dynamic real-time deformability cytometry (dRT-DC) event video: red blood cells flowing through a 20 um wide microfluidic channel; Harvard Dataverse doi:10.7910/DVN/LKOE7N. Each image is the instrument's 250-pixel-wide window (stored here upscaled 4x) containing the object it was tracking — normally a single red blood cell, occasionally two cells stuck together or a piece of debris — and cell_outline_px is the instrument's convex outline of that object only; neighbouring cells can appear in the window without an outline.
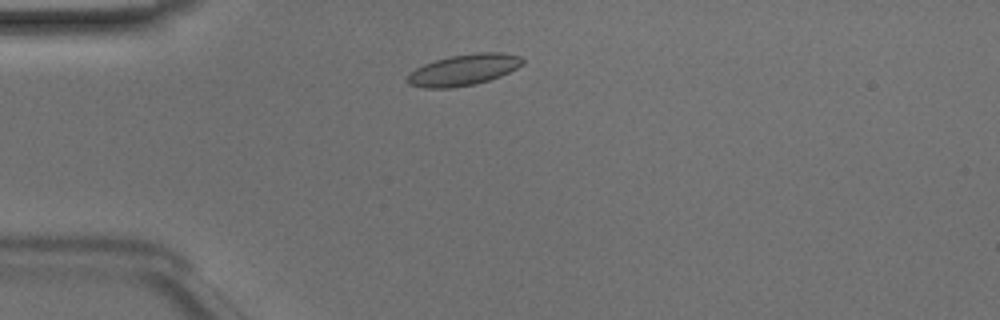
{"species": "Egyptian fruit bat (a non-hibernating species)", "species_latin": "Rousettus aegyptiacus", "temperature_condition": "room temperature", "stored_images_in_passage": 42, "camera_frame_rate_fps": 3000, "um_per_image_px": 0.085, "animal": {"sex": "male"}, "frame": {"image": 1, "passage_image": 6, "time_ms": 1.667, "image_size_px": [1000, 320], "cell_outline_px": [[524, 64], [500, 76], [476, 84], [452, 88], [424, 88], [408, 84], [408, 72], [424, 64], [436, 60], [452, 56], [476, 52], [500, 52], [520, 56], [524, 60]], "centroid_in_image_um": [39.41, 5.94], "position_along_channel_um": 45.6, "area_um2": 20.87}}
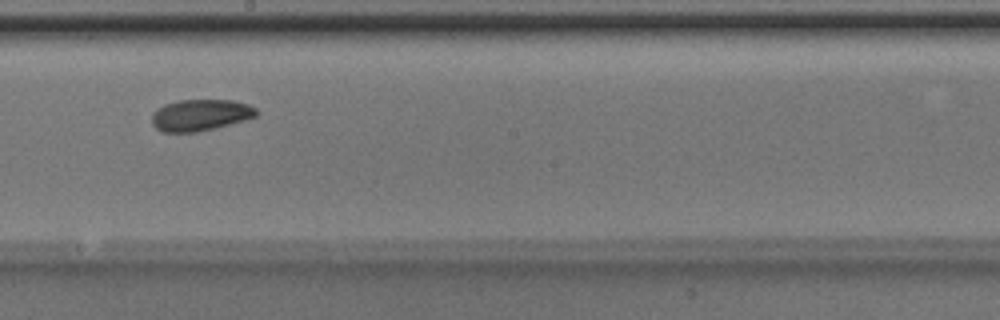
{"frame": {"image": 2, "passage_image": 21, "time_ms": 6.667, "image_size_px": [1000, 320], "cell_outline_px": [[260, 112], [256, 116], [244, 120], [216, 128], [196, 132], [164, 132], [156, 128], [152, 124], [152, 112], [156, 108], [164, 104], [180, 100], [232, 100], [248, 104], [256, 108]], "centroid_in_image_um": [17.03, 9.77], "position_along_channel_um": 231.2, "area_um2": 19.31}}
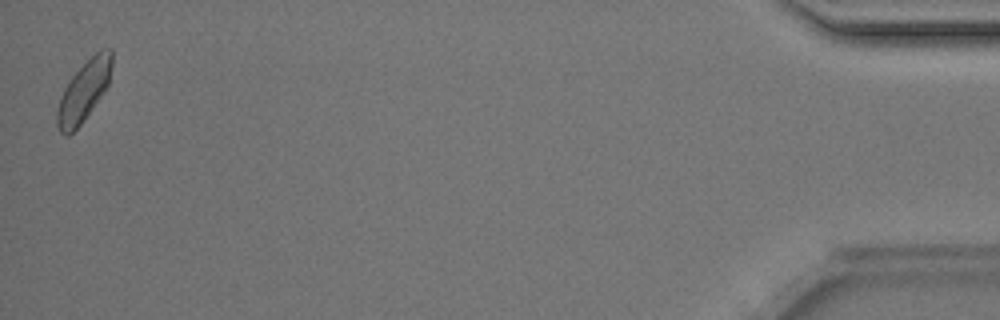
{"frame": {"image": 3, "passage_image": 42, "time_ms": 13.667, "image_size_px": [1000, 320], "cell_outline_px": [[112, 64], [108, 84], [92, 108], [80, 124], [68, 136], [64, 136], [60, 132], [56, 124], [56, 112], [60, 96], [64, 88], [72, 76], [100, 48], [112, 48]], "centroid_in_image_um": [7.1, 7.74], "position_along_channel_um": 428.1, "area_um2": 18.96}, "authors_computed_cell_mechanics": {"area_um2": 19.1896, "velocity_mm_per_s": 4.107, "shape_relaxation_time_tau1_ms": 2.118, "shape_relaxation_time_tau2_ms": 2.0384, "deformation_change_tau1": 0.0602, "deformation_change_tau2": 0.0568}}